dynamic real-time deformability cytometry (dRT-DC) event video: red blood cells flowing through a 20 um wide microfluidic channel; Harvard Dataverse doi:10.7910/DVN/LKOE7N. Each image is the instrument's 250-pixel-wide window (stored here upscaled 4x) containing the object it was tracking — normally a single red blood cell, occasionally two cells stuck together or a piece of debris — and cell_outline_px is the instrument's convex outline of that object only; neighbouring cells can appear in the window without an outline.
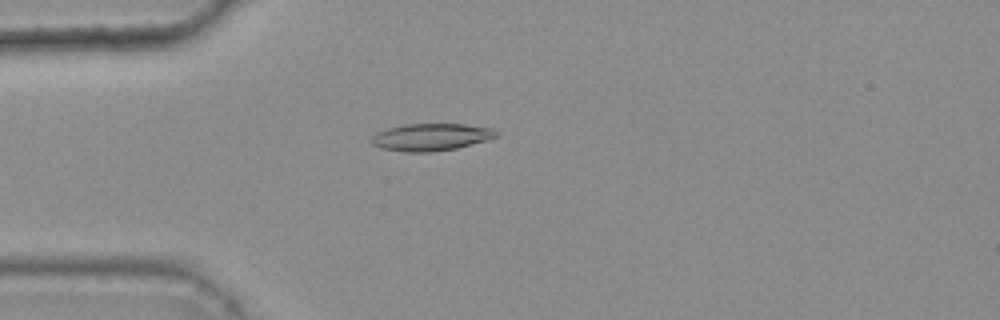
{"species": "common noctule bat (a hibernating species)", "species_latin": "Nyctalus noctula", "temperature_condition": "warm", "stored_images_in_passage": 49, "camera_frame_rate_fps": 3000, "um_per_image_px": 0.085, "animal": {"sex": "female", "body_mass_g": 25.1}, "frame": {"image": 1, "passage_image": 15, "time_ms": 4.667, "image_size_px": [1000, 320], "cell_outline_px": [[496, 136], [488, 140], [456, 148], [432, 152], [404, 152], [380, 148], [372, 144], [372, 136], [376, 132], [388, 128], [404, 124], [464, 124], [492, 128], [496, 132]], "centroid_in_image_um": [36.6, 11.65], "position_along_channel_um": 48.4, "area_um2": 19.77}}
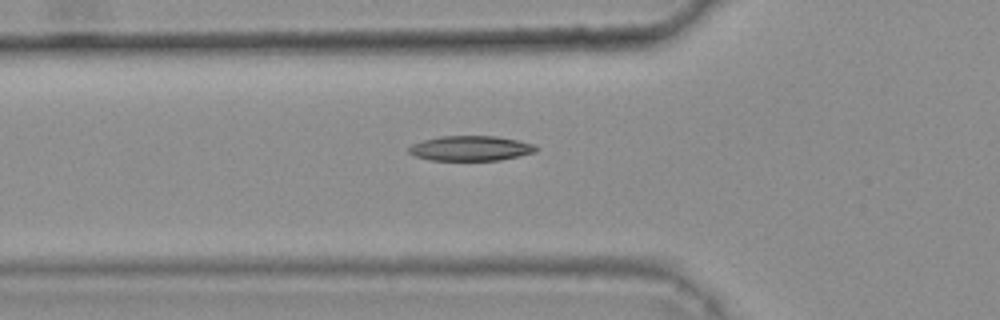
{"frame": {"image": 2, "passage_image": 19, "time_ms": 6.0, "image_size_px": [1000, 320], "cell_outline_px": [[540, 148], [536, 152], [500, 160], [428, 160], [416, 156], [408, 152], [408, 148], [412, 144], [424, 140], [440, 136], [496, 136], [536, 144]], "centroid_in_image_um": [40.03, 12.6], "position_along_channel_um": 85.8, "area_um2": 18.55}}
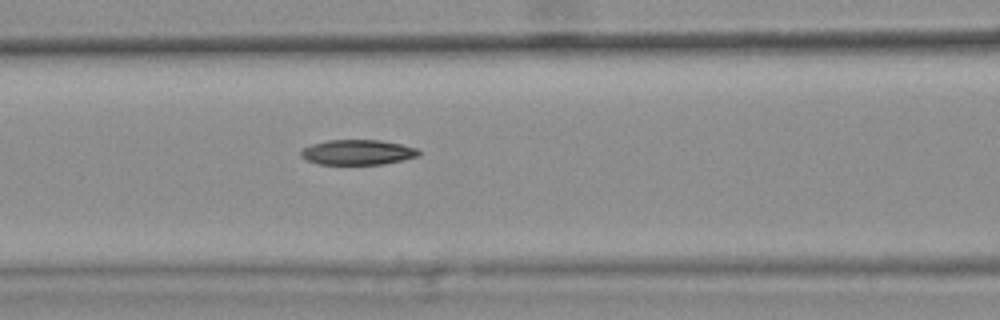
{"frame": {"image": 3, "passage_image": 23, "time_ms": 7.333, "image_size_px": [1000, 320], "cell_outline_px": [[420, 156], [384, 164], [316, 164], [304, 160], [300, 156], [300, 152], [304, 148], [312, 144], [328, 140], [380, 140], [400, 144], [416, 148], [420, 152]], "centroid_in_image_um": [30.37, 12.95], "position_along_channel_um": 136.2, "area_um2": 17.28}, "authors_computed_cell_mechanics": {"area_um2": 18.207, "velocity_mm_per_s": 3.7444, "shape_relaxation_time_tau1_ms": 6.9648, "shape_relaxation_time_tau2_ms": 10.3102, "deformation_change_tau1": 0.1666, "deformation_change_tau2": 0.1653}}